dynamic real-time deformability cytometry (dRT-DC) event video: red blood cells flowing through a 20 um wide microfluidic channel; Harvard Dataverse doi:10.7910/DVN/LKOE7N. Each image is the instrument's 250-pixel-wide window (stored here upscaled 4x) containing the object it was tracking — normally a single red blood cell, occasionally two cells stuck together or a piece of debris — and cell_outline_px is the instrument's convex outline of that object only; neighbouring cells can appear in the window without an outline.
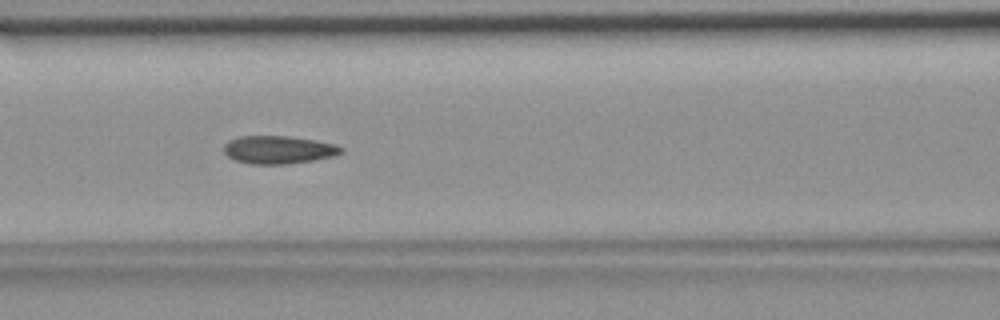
{"species": "common noctule bat (a hibernating species)", "species_latin": "Nyctalus noctula", "temperature_condition": "room temperature", "stored_images_in_passage": 39, "camera_frame_rate_fps": 3000, "um_per_image_px": 0.085, "animal": {"sex": "female", "body_mass_g": 18.4}, "frame": {"image": 1, "passage_image": 10, "time_ms": 3.0, "image_size_px": [1000, 320], "cell_outline_px": [[344, 152], [332, 156], [312, 160], [288, 164], [248, 164], [236, 160], [228, 156], [224, 152], [224, 144], [228, 140], [240, 136], [288, 136], [336, 144], [344, 148]], "centroid_in_image_um": [23.66, 12.73], "position_along_channel_um": 142.9, "area_um2": 19.07}}
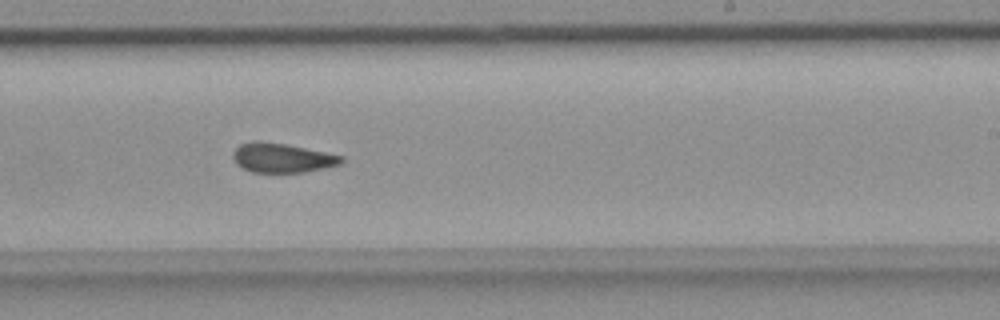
{"frame": {"image": 2, "passage_image": 20, "time_ms": 6.333, "image_size_px": [1000, 320], "cell_outline_px": [[344, 160], [340, 164], [324, 168], [304, 172], [252, 172], [236, 164], [232, 156], [232, 152], [240, 144], [256, 140], [260, 140], [284, 144], [344, 156]], "centroid_in_image_um": [23.95, 13.41], "position_along_channel_um": 265.1, "area_um2": 18.44}}
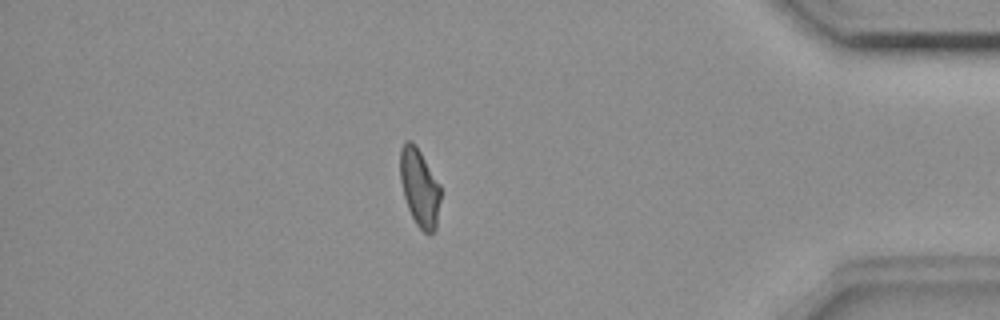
{"frame": {"image": 3, "passage_image": 34, "time_ms": 11.0, "image_size_px": [1000, 320], "cell_outline_px": [[440, 200], [436, 228], [428, 236], [416, 224], [408, 208], [404, 196], [400, 180], [400, 148], [404, 140], [412, 140], [416, 144], [440, 184]], "centroid_in_image_um": [35.65, 15.9], "position_along_channel_um": 399.5, "area_um2": 18.5}, "authors_computed_cell_mechanics": {"area_um2": 19.074, "velocity_mm_per_s": 3.6799, "shape_relaxation_time_tau1_ms": null, "shape_relaxation_time_tau2_ms": 1.614, "deformation_change_tau1": null, "deformation_change_tau2": 0.0586}}